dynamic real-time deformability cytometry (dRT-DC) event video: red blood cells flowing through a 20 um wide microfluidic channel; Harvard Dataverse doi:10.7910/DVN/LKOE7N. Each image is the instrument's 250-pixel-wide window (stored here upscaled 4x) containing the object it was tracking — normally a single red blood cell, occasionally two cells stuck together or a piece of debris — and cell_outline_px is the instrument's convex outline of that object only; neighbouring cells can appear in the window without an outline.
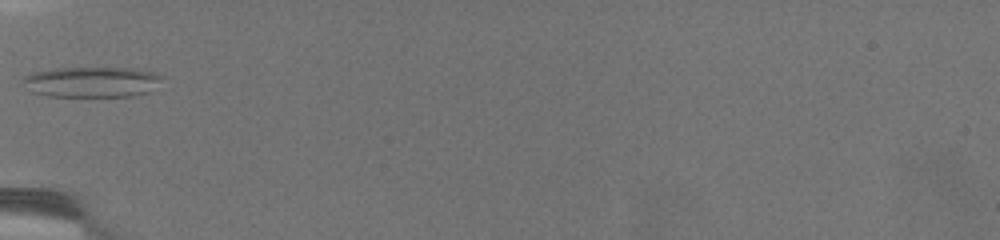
{"species": "common noctule bat (a hibernating species)", "species_latin": "Nyctalus noctula", "temperature_condition": "warm", "stored_images_in_passage": 44, "camera_frame_rate_fps": 3000, "um_per_image_px": 0.085, "animal": {"sex": "female", "body_mass_g": 19.5, "forearm_length_mm": 54.1}, "frame": {"image": 1, "passage_image": 1, "time_ms": 0.0, "image_size_px": [1000, 240], "cell_outline_px": [[164, 76], [148, 92], [132, 96], [48, 96], [32, 92], [20, 84], [20, 80], [24, 76], [32, 72], [56, 68], [140, 68]], "centroid_in_image_um": [7.73, 6.96], "position_along_channel_um": 77.3, "area_um2": 24.91}}
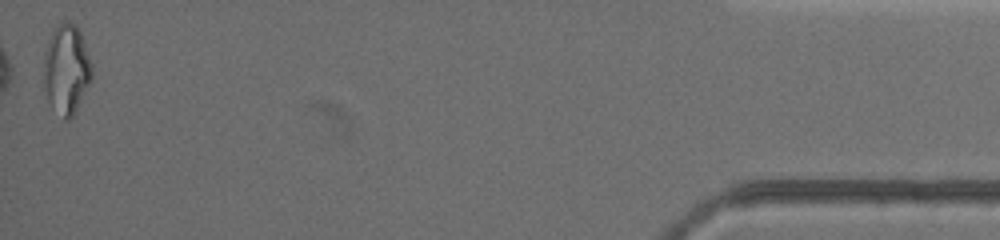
{"frame": {"image": 2, "passage_image": 44, "time_ms": 14.333, "image_size_px": [1000, 240], "cell_outline_px": [[92, 76], [76, 112], [68, 120], [64, 120], [48, 100], [44, 88], [44, 52], [52, 32], [56, 24], [64, 20], [68, 20], [76, 24], [80, 32], [92, 64]], "centroid_in_image_um": [5.64, 5.85], "position_along_channel_um": 429.6, "area_um2": 25.14}, "authors_computed_cell_mechanics": {"area_um2": 19.1318, "velocity_mm_per_s": 3.0205, "shape_relaxation_time_tau1_ms": null, "shape_relaxation_time_tau2_ms": 2.1651, "deformation_change_tau1": null, "deformation_change_tau2": 0.1138}}